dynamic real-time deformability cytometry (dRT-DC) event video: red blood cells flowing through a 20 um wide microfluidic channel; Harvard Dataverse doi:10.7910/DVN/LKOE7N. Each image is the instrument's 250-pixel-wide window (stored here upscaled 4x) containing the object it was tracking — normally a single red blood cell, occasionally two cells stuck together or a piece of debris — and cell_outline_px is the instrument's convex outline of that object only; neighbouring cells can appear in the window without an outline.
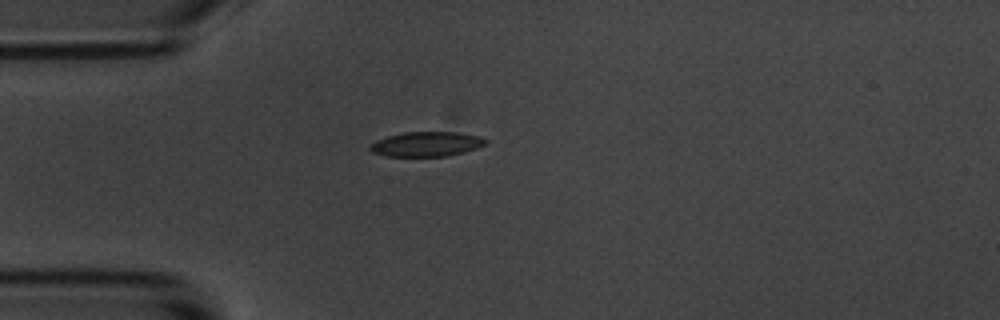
{"species": "common noctule bat (a hibernating species)", "species_latin": "Nyctalus noctula", "temperature_condition": "room temperature", "stored_images_in_passage": 1, "camera_frame_rate_fps": 3000, "um_per_image_px": 0.085, "animal": {"sex": "male", "body_mass_g": 20.1, "forearm_length_mm": 53.5}, "frame": {"image": 1, "passage_image": 1, "time_ms": 0.0, "image_size_px": [1000, 320], "cell_outline_px": [[488, 140], [484, 144], [476, 148], [464, 152], [448, 156], [384, 156], [372, 152], [368, 148], [376, 140], [388, 136], [404, 132], [452, 132], [480, 136]], "centroid_in_image_um": [36.23, 12.25], "position_along_channel_um": 48.8, "area_um2": 16.53}}